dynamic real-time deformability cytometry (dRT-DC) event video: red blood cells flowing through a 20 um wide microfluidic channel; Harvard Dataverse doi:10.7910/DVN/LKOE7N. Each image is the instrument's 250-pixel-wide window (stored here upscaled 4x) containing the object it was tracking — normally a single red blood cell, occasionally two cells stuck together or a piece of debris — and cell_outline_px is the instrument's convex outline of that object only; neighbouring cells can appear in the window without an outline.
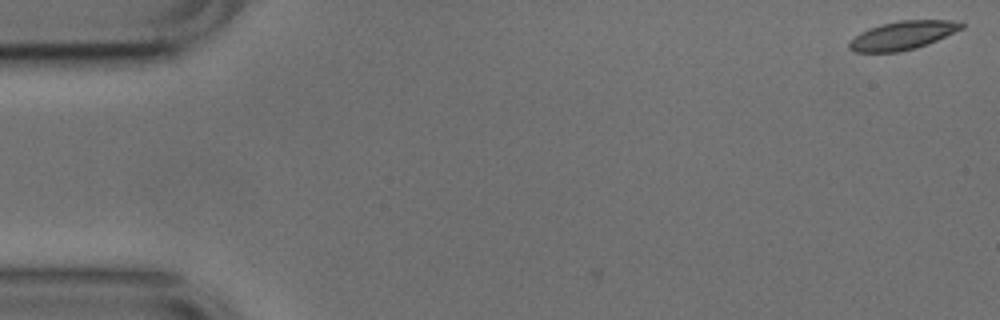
{"species": "common noctule bat (a hibernating species)", "species_latin": "Nyctalus noctula", "temperature_condition": "cold", "stored_images_in_passage": 3, "camera_frame_rate_fps": 3000, "um_per_image_px": 0.085, "animal": {"sex": "male", "body_mass_g": 17.9, "forearm_length_mm": 54.2}, "frame": {"image": 1, "passage_image": 1, "time_ms": 0.0, "image_size_px": [1000, 320], "cell_outline_px": [[964, 28], [928, 44], [916, 48], [900, 52], [852, 52], [848, 48], [848, 44], [860, 32], [880, 24], [900, 20], [948, 20], [964, 24]], "centroid_in_image_um": [76.71, 3.01], "position_along_channel_um": 8.3, "area_um2": 18.61}}